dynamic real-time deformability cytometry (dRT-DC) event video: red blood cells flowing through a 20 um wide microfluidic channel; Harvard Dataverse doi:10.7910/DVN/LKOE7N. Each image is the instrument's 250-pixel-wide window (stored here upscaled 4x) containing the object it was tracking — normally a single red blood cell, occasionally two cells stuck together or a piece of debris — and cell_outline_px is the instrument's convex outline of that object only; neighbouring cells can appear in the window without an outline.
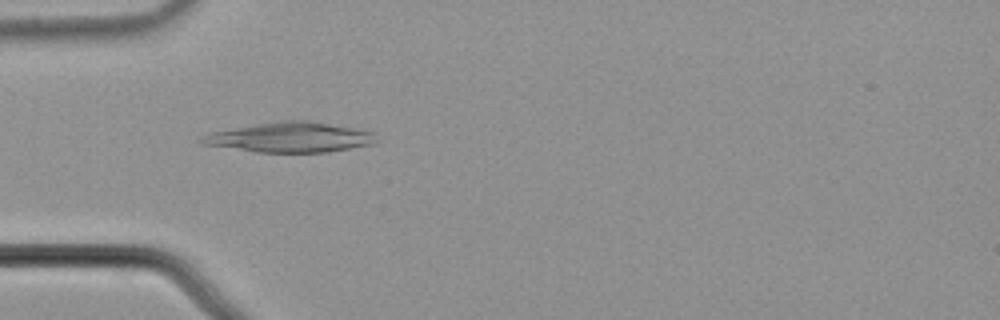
{"species": "common noctule bat (a hibernating species)", "species_latin": "Nyctalus noctula", "temperature_condition": "cold", "stored_images_in_passage": 55, "camera_frame_rate_fps": 3000, "um_per_image_px": 0.085, "animal": {"sex": "male", "body_mass_g": 21.5, "forearm_length_mm": 52.0}, "frame": {"image": 1, "passage_image": 17, "time_ms": 5.333, "image_size_px": [1000, 320], "cell_outline_px": [[380, 140], [376, 144], [328, 152], [256, 152], [200, 144], [200, 136], [208, 132], [284, 120], [308, 120], [376, 132]], "centroid_in_image_um": [24.71, 11.68], "position_along_channel_um": 60.3, "area_um2": 30.81}}
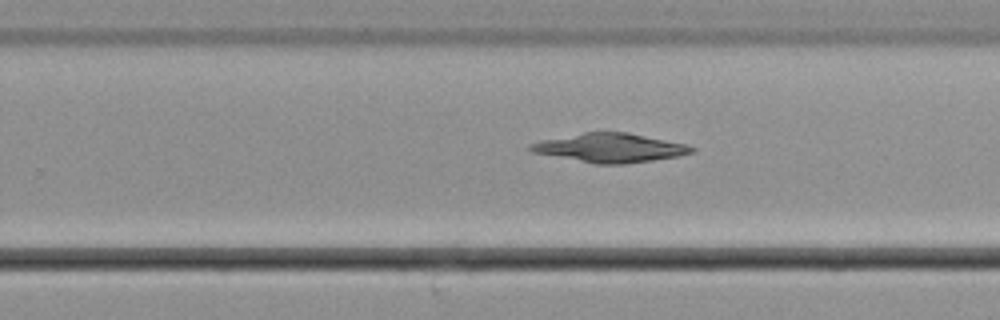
{"frame": {"image": 2, "passage_image": 35, "time_ms": 11.333, "image_size_px": [1000, 320], "cell_outline_px": [[696, 152], [680, 156], [624, 164], [592, 164], [532, 152], [528, 148], [528, 144], [540, 140], [584, 132], [628, 132], [684, 144], [696, 148]], "centroid_in_image_um": [51.82, 12.57], "position_along_channel_um": 278.0, "area_um2": 27.28}}
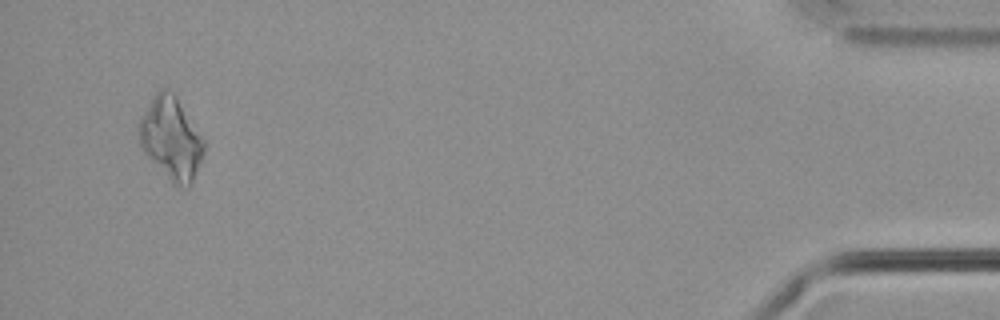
{"frame": {"image": 3, "passage_image": 53, "time_ms": 17.333, "image_size_px": [1000, 320], "cell_outline_px": [[204, 152], [192, 180], [188, 188], [180, 188], [172, 184], [140, 148], [136, 140], [136, 128], [140, 116], [152, 96], [160, 88], [168, 88], [176, 96], [204, 140]], "centroid_in_image_um": [14.47, 11.75], "position_along_channel_um": 420.7, "area_um2": 31.56}}